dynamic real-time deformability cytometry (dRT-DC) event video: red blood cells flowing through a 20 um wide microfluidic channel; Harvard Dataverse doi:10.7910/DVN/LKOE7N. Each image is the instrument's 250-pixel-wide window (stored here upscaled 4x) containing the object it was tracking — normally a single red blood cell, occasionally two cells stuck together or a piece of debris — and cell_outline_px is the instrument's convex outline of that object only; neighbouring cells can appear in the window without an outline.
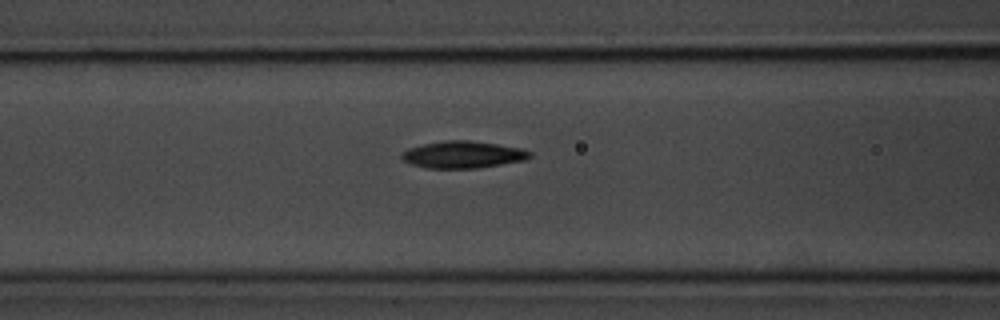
{"species": "common noctule bat (a hibernating species)", "species_latin": "Nyctalus noctula", "temperature_condition": "room temperature", "stored_images_in_passage": 18, "camera_frame_rate_fps": 3000, "um_per_image_px": 0.085, "animal": {"sex": "male", "body_mass_g": 20.1, "forearm_length_mm": 53.5}, "frame": {"image": 1, "passage_image": 16, "time_ms": 5.0, "image_size_px": [1000, 320], "cell_outline_px": [[532, 156], [528, 160], [476, 168], [428, 168], [412, 164], [404, 160], [400, 156], [408, 148], [424, 144], [444, 140], [468, 140], [496, 144], [520, 148], [532, 152]], "centroid_in_image_um": [39.39, 13.14], "position_along_channel_um": 127.2, "area_um2": 20.06}}